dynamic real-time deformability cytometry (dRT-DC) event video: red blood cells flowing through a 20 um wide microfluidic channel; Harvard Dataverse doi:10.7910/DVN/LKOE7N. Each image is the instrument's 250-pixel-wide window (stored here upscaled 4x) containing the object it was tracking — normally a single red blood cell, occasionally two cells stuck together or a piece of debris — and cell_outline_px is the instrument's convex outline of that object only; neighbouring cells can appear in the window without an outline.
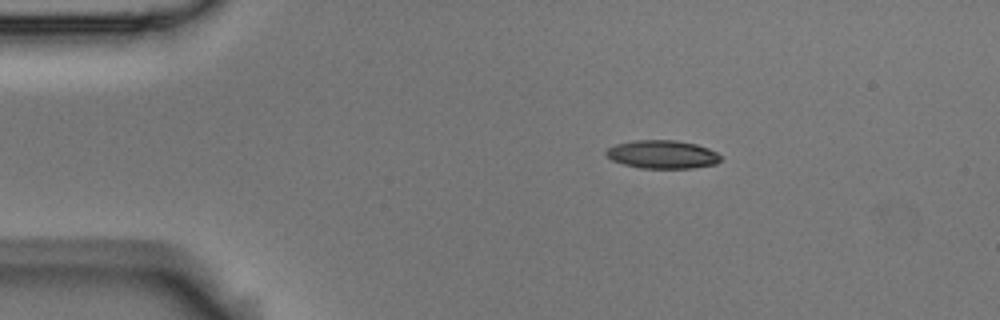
{"species": "Egyptian fruit bat (a non-hibernating species)", "species_latin": "Rousettus aegyptiacus", "temperature_condition": "room temperature", "stored_images_in_passage": 2, "camera_frame_rate_fps": 3000, "um_per_image_px": 0.085, "animal": {"sex": "male"}, "frame": {"image": 1, "passage_image": 1, "time_ms": 0.0, "image_size_px": [1000, 320], "cell_outline_px": [[720, 160], [716, 164], [692, 168], [640, 168], [624, 164], [612, 160], [604, 152], [608, 148], [616, 144], [632, 140], [676, 140], [696, 144], [708, 148], [716, 152], [720, 156]], "centroid_in_image_um": [56.29, 13.12], "position_along_channel_um": 28.7, "area_um2": 18.84}}